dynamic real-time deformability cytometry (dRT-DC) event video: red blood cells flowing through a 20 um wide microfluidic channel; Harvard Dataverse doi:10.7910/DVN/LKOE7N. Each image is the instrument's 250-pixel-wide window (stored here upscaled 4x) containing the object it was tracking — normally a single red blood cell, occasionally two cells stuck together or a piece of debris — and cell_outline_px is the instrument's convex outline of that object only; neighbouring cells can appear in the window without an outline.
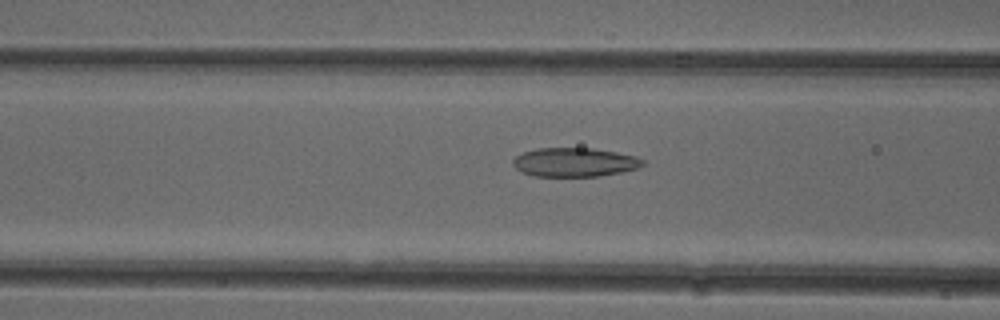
{"species": "common noctule bat (a hibernating species)", "species_latin": "Nyctalus noctula", "temperature_condition": "cold", "stored_images_in_passage": 52, "camera_frame_rate_fps": 3000, "um_per_image_px": 0.085, "animal": {"sex": "female"}, "frame": {"image": 1, "passage_image": 20, "time_ms": 6.333, "image_size_px": [1000, 320], "cell_outline_px": [[644, 164], [636, 168], [620, 172], [600, 176], [532, 176], [520, 172], [512, 164], [512, 160], [516, 156], [524, 152], [536, 148], [592, 148], [616, 152], [636, 156], [644, 160]], "centroid_in_image_um": [48.8, 13.79], "position_along_channel_um": 117.8, "area_um2": 21.91}}
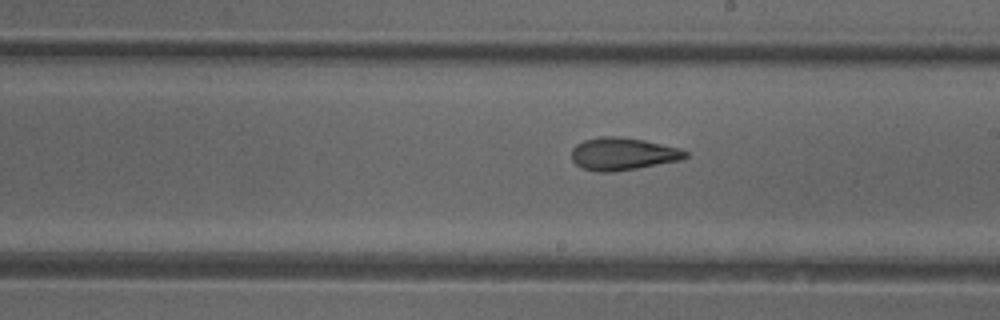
{"frame": {"image": 2, "passage_image": 29, "time_ms": 9.333, "image_size_px": [1000, 320], "cell_outline_px": [[688, 156], [680, 160], [636, 168], [612, 172], [600, 172], [584, 168], [576, 164], [572, 160], [572, 148], [576, 144], [584, 140], [600, 136], [616, 136], [644, 140], [680, 148], [688, 152]], "centroid_in_image_um": [52.93, 13.07], "position_along_channel_um": 236.1, "area_um2": 21.44}}
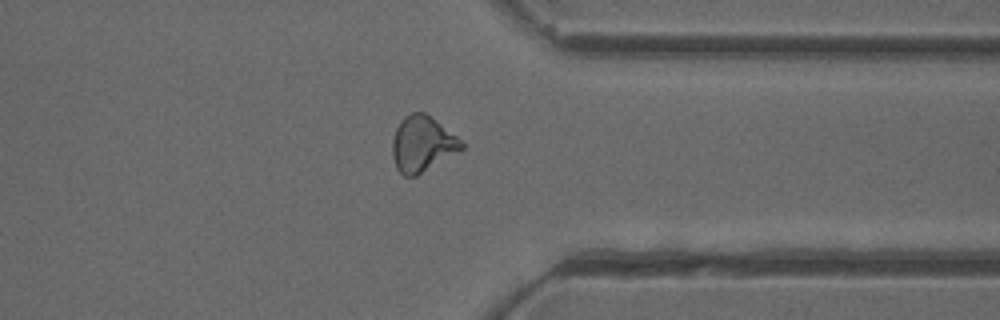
{"frame": {"image": 3, "passage_image": 40, "time_ms": 13.0, "image_size_px": [1000, 320], "cell_outline_px": [[464, 148], [416, 176], [404, 176], [396, 168], [392, 156], [392, 140], [396, 128], [400, 120], [404, 116], [412, 112], [424, 112], [456, 136], [464, 144]], "centroid_in_image_um": [35.85, 12.24], "position_along_channel_um": 375.5, "area_um2": 22.14}, "authors_computed_cell_mechanics": {"area_um2": 22.253, "velocity_mm_per_s": 3.9352, "shape_relaxation_time_tau1_ms": null, "shape_relaxation_time_tau2_ms": 2.2304, "deformation_change_tau1": null, "deformation_change_tau2": 0.0924}}